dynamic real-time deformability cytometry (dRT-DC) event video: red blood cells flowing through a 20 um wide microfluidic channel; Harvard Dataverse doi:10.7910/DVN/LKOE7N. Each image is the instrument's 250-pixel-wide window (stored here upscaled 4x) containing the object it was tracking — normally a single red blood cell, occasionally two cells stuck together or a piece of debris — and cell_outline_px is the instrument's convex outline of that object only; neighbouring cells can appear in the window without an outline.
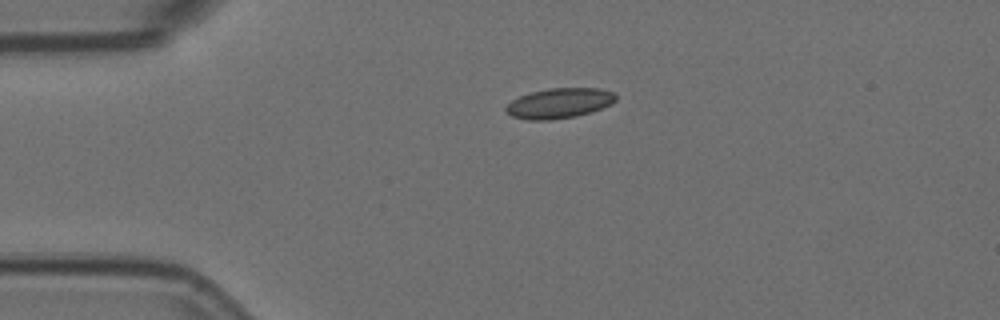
{"species": "Egyptian fruit bat (a non-hibernating species)", "species_latin": "Rousettus aegyptiacus", "temperature_condition": "room temperature", "stored_images_in_passage": 2, "camera_frame_rate_fps": 3000, "um_per_image_px": 0.085, "animal": {"sex": "female"}, "frame": {"image": 1, "passage_image": 1, "time_ms": 0.0, "image_size_px": [1000, 320], "cell_outline_px": [[616, 100], [612, 104], [576, 116], [552, 120], [528, 120], [512, 116], [504, 112], [504, 108], [512, 100], [520, 96], [532, 92], [548, 88], [600, 88], [616, 92]], "centroid_in_image_um": [47.53, 8.77], "position_along_channel_um": 37.5, "area_um2": 19.36}}
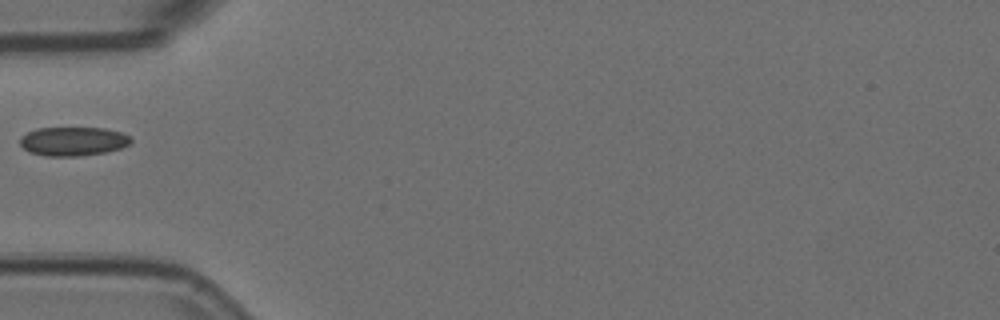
{"frame": {"image": 2, "passage_image": 2, "time_ms": 0.333, "image_size_px": [1000, 320], "cell_outline_px": [[132, 140], [128, 144], [120, 148], [104, 152], [80, 156], [48, 156], [28, 152], [20, 144], [20, 136], [36, 128], [104, 128], [120, 132], [128, 136]], "centroid_in_image_um": [6.17, 12.01], "position_along_channel_um": 78.8, "area_um2": 18.55}}